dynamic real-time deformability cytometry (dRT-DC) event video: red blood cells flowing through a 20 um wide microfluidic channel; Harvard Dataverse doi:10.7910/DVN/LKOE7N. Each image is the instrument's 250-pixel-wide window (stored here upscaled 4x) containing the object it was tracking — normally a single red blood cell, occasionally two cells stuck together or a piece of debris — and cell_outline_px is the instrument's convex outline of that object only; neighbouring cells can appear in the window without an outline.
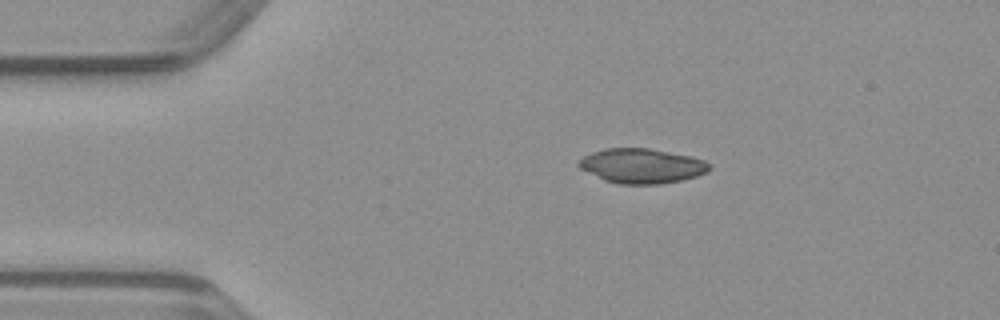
{"species": "common noctule bat (a hibernating species)", "species_latin": "Nyctalus noctula", "temperature_condition": "warm", "stored_images_in_passage": 42, "camera_frame_rate_fps": 3000, "um_per_image_px": 0.085, "animal": {"sex": "male", "body_mass_g": 23.1, "forearm_length_mm": 52.7}, "frame": {"image": 1, "passage_image": 2, "time_ms": 0.333, "image_size_px": [1000, 320], "cell_outline_px": [[708, 172], [696, 176], [680, 180], [660, 184], [616, 184], [604, 180], [580, 168], [576, 164], [584, 156], [592, 152], [604, 148], [648, 148], [692, 156], [704, 160], [708, 164]], "centroid_in_image_um": [54.53, 14.1], "position_along_channel_um": 30.5, "area_um2": 26.3}}
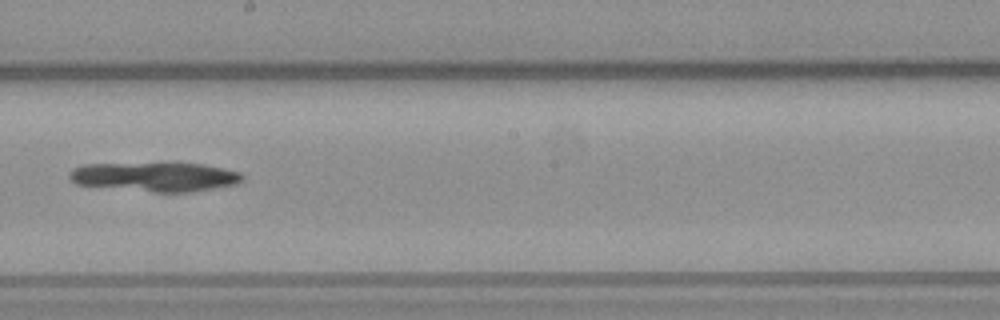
{"frame": {"image": 2, "passage_image": 20, "time_ms": 6.333, "image_size_px": [1000, 320], "cell_outline_px": [[244, 180], [236, 184], [188, 192], [152, 192], [76, 184], [68, 176], [68, 172], [72, 168], [84, 164], [204, 164], [224, 168], [240, 172], [244, 176]], "centroid_in_image_um": [13.18, 15.03], "position_along_channel_um": 235.0, "area_um2": 29.13}}
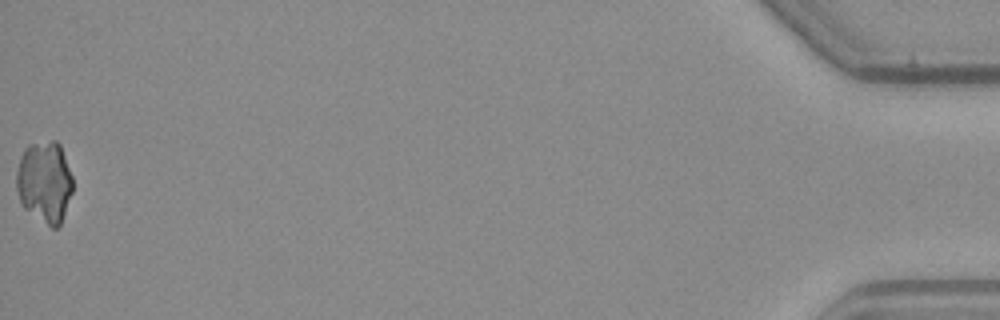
{"frame": {"image": 3, "passage_image": 42, "time_ms": 13.667, "image_size_px": [1000, 320], "cell_outline_px": [[72, 192], [60, 224], [56, 228], [52, 228], [24, 208], [20, 200], [16, 188], [16, 172], [20, 156], [24, 148], [28, 144], [52, 140], [56, 140], [60, 144], [72, 176]], "centroid_in_image_um": [3.77, 15.43], "position_along_channel_um": 431.4, "area_um2": 26.76}}